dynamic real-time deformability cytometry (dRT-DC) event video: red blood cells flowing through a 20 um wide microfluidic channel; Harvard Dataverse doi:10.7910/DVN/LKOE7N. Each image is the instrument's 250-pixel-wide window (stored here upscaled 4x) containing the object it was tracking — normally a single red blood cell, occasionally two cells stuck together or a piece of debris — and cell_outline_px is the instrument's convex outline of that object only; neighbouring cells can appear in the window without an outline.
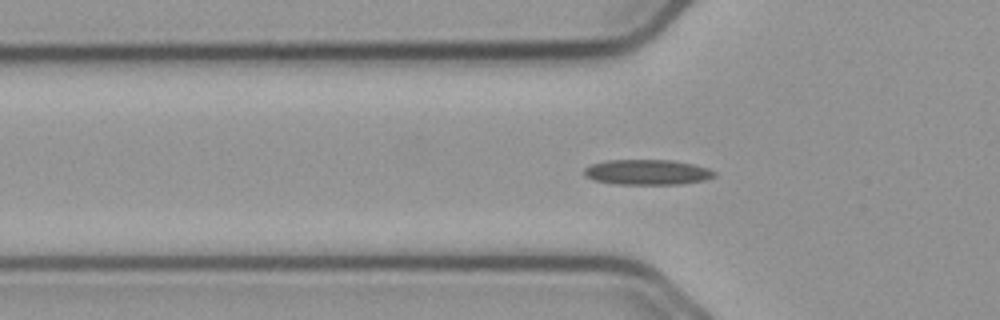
{"species": "common noctule bat (a hibernating species)", "species_latin": "Nyctalus noctula", "temperature_condition": "cold", "stored_images_in_passage": 56, "camera_frame_rate_fps": 3000, "um_per_image_px": 0.085, "animal": {"sex": "male", "body_mass_g": 23.1, "forearm_length_mm": 52.7}, "frame": {"image": 1, "passage_image": 18, "time_ms": 5.667, "image_size_px": [1000, 320], "cell_outline_px": [[716, 176], [704, 180], [680, 184], [616, 184], [592, 180], [584, 176], [584, 168], [592, 164], [608, 160], [672, 160], [692, 164], [708, 168], [716, 172]], "centroid_in_image_um": [55.0, 14.64], "position_along_channel_um": 70.8, "area_um2": 19.19}}
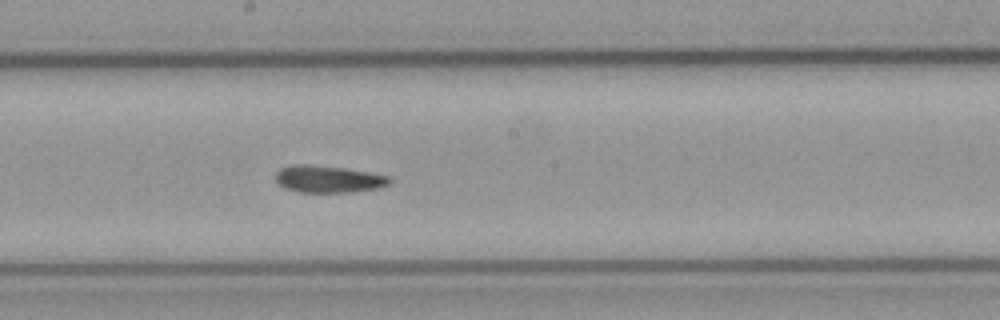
{"frame": {"image": 2, "passage_image": 30, "time_ms": 9.667, "image_size_px": [1000, 320], "cell_outline_px": [[392, 180], [388, 184], [380, 188], [348, 192], [300, 192], [284, 188], [276, 180], [276, 172], [280, 168], [296, 164], [304, 164], [344, 168], [372, 172], [388, 176]], "centroid_in_image_um": [27.92, 15.22], "position_along_channel_um": 220.3, "area_um2": 17.92}}
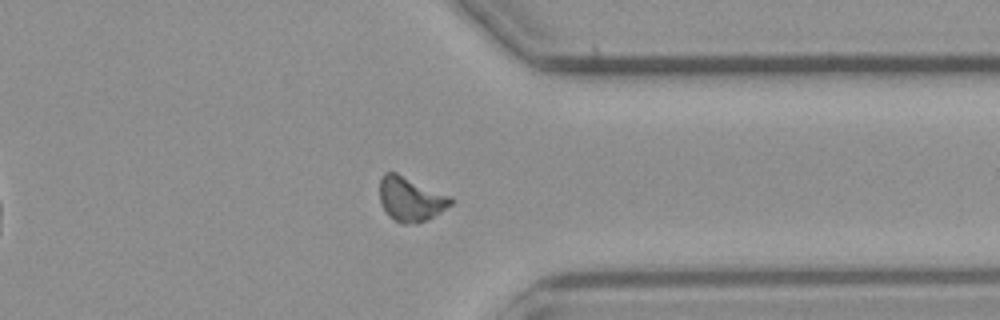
{"frame": {"image": 3, "passage_image": 43, "time_ms": 14.0, "image_size_px": [1000, 320], "cell_outline_px": [[456, 200], [452, 204], [440, 212], [416, 224], [400, 224], [388, 216], [380, 204], [380, 180], [384, 172], [396, 172], [452, 196]], "centroid_in_image_um": [34.9, 16.92], "position_along_channel_um": 376.5, "area_um2": 18.61}, "authors_computed_cell_mechanics": {"area_um2": 17.5423, "velocity_mm_per_s": 3.7065, "shape_relaxation_time_tau1_ms": null, "shape_relaxation_time_tau2_ms": 6.2728, "deformation_change_tau1": null, "deformation_change_tau2": 0.1265}}